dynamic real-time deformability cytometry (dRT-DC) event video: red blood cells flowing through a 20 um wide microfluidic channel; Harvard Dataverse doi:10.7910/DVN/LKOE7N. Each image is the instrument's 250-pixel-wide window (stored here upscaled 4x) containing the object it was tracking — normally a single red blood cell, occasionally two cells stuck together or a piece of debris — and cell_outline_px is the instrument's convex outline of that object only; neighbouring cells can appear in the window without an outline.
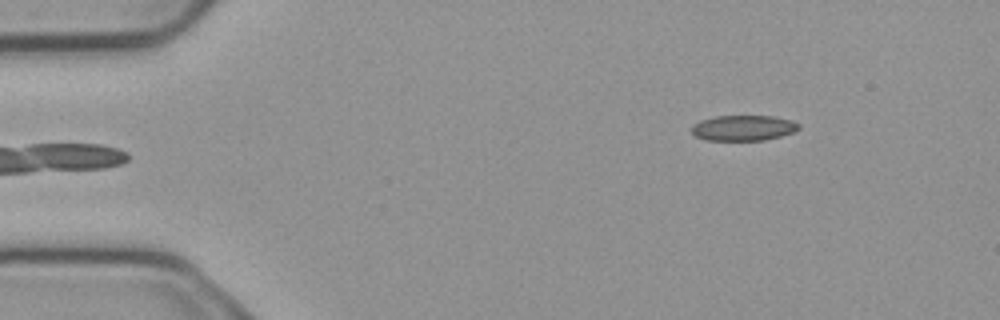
{"species": "common noctule bat (a hibernating species)", "species_latin": "Nyctalus noctula", "temperature_condition": "cold", "stored_images_in_passage": 6, "segment_of_instrument_passage": [2, 2], "camera_frame_rate_fps": 3000, "um_per_image_px": 0.085, "animal": {"sex": "male", "body_mass_g": 23.1, "forearm_length_mm": 52.7}, "frame": {"image": 1, "passage_image": 6, "time_ms": 1.667, "image_size_px": [1000, 320], "cell_outline_px": [[800, 128], [792, 132], [780, 136], [764, 140], [704, 140], [696, 136], [692, 132], [692, 124], [700, 120], [716, 116], [772, 116], [792, 120], [800, 124]], "centroid_in_image_um": [63.17, 10.87], "position_along_channel_um": 21.8, "area_um2": 15.9}}